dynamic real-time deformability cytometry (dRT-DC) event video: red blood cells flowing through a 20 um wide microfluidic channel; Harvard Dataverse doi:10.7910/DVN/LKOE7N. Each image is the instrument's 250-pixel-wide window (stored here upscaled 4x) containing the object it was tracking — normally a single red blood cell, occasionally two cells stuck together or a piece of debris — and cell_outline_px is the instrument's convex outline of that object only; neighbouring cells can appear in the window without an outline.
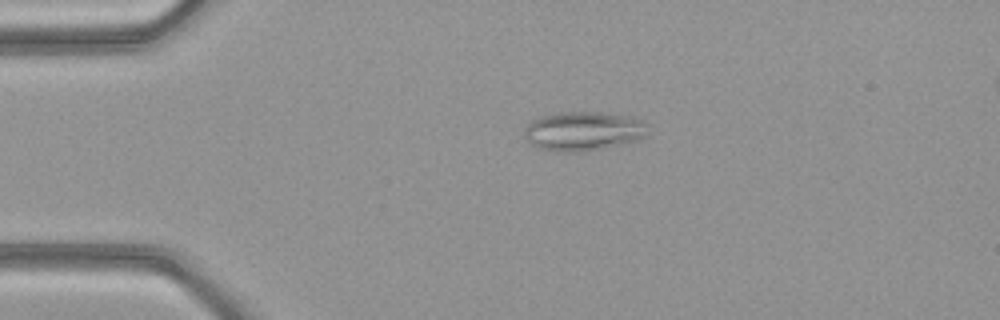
{"species": "common noctule bat (a hibernating species)", "species_latin": "Nyctalus noctula", "temperature_condition": "warm", "stored_images_in_passage": 40, "camera_frame_rate_fps": 3000, "um_per_image_px": 0.085, "animal": {"sex": "female", "body_mass_g": 21.9}, "frame": {"image": 1, "passage_image": 1, "time_ms": 0.0, "image_size_px": [1000, 320], "cell_outline_px": [[648, 124], [644, 136], [640, 140], [584, 152], [560, 152], [540, 148], [532, 144], [524, 136], [524, 128], [532, 120], [544, 116], [560, 112], [608, 112], [632, 116]], "centroid_in_image_um": [49.61, 11.14], "position_along_channel_um": 35.4, "area_um2": 28.32}}
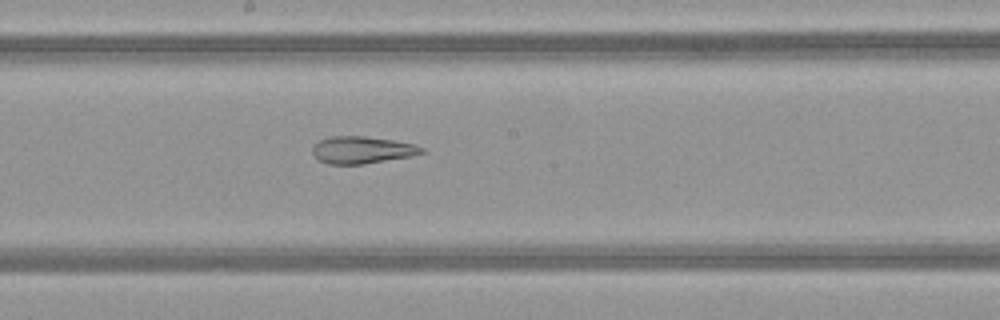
{"frame": {"image": 2, "passage_image": 17, "time_ms": 5.333, "image_size_px": [1000, 320], "cell_outline_px": [[424, 152], [412, 156], [364, 164], [328, 164], [320, 160], [312, 152], [312, 148], [320, 140], [332, 136], [364, 136], [392, 140], [416, 144], [424, 148]], "centroid_in_image_um": [30.8, 12.74], "position_along_channel_um": 217.4, "area_um2": 17.17}}
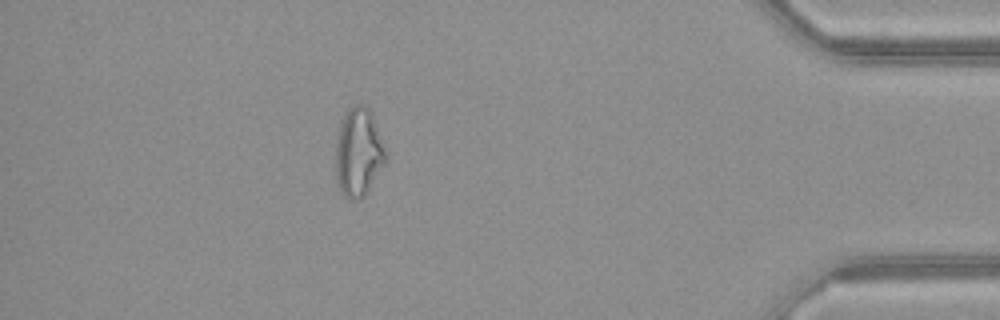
{"frame": {"image": 3, "passage_image": 34, "time_ms": 11.0, "image_size_px": [1000, 320], "cell_outline_px": [[384, 164], [364, 196], [344, 196], [340, 192], [336, 184], [336, 148], [340, 124], [344, 112], [348, 108], [356, 104], [364, 104], [372, 112], [384, 152]], "centroid_in_image_um": [30.42, 12.9], "position_along_channel_um": 404.8, "area_um2": 25.03}, "authors_computed_cell_mechanics": {"area_um2": 22.0218, "velocity_mm_per_s": 4.1693, "shape_relaxation_time_tau1_ms": null, "shape_relaxation_time_tau2_ms": 3.5611, "deformation_change_tau1": null, "deformation_change_tau2": 0.1168}}